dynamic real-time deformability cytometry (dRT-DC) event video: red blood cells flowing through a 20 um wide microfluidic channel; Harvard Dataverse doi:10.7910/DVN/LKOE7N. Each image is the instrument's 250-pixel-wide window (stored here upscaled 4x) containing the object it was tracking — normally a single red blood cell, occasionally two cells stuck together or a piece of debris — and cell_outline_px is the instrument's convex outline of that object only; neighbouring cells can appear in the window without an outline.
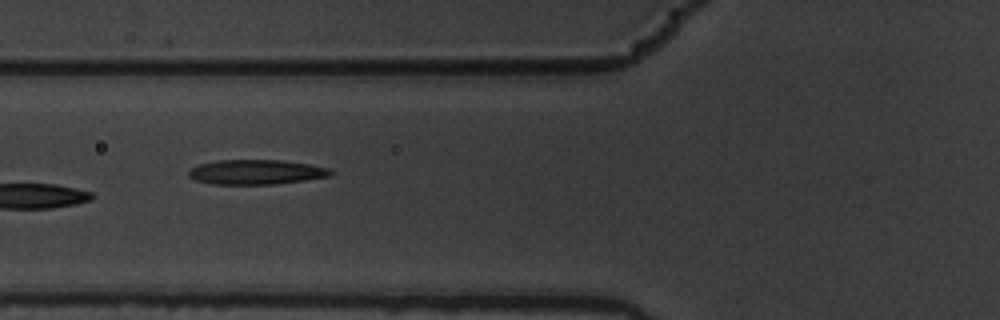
{"species": "common noctule bat (a hibernating species)", "species_latin": "Nyctalus noctula", "temperature_condition": "warm", "stored_images_in_passage": 14, "camera_frame_rate_fps": 3000, "um_per_image_px": 0.085, "animal": {"sex": "male", "body_mass_g": 19.5, "forearm_length_mm": 54.6}, "frame": {"image": 1, "passage_image": 5, "time_ms": 1.333, "image_size_px": [1000, 320], "cell_outline_px": [[336, 172], [328, 176], [304, 180], [276, 184], [212, 184], [196, 180], [188, 176], [188, 172], [192, 168], [200, 164], [220, 160], [280, 160], [308, 164], [328, 168]], "centroid_in_image_um": [21.78, 14.62], "position_along_channel_um": 104.0, "area_um2": 20.29}}
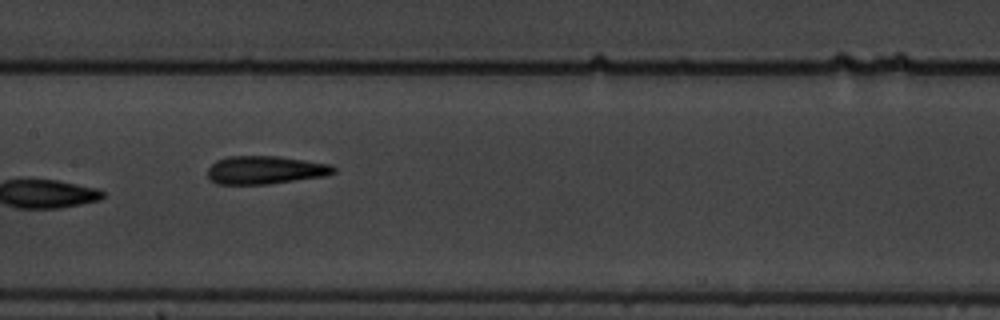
{"frame": {"image": 2, "passage_image": 7, "time_ms": 2.0, "image_size_px": [1000, 320], "cell_outline_px": [[336, 172], [324, 176], [268, 184], [216, 184], [208, 176], [208, 168], [216, 160], [228, 156], [276, 156], [332, 164], [336, 168]], "centroid_in_image_um": [22.55, 14.45], "position_along_channel_um": 184.8, "area_um2": 20.63}}